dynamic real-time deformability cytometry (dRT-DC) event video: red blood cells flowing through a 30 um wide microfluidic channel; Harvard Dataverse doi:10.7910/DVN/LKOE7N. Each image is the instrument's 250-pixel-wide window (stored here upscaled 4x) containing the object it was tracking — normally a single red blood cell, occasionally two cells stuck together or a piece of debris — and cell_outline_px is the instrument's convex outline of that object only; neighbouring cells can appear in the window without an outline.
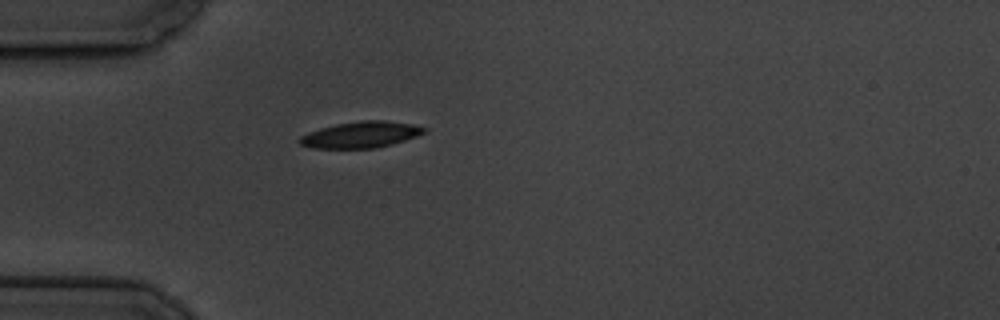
{"species": "common noctule bat (a hibernating species)", "species_latin": "Nyctalus noctula", "temperature_condition": "cold", "stored_images_in_passage": 1, "camera_frame_rate_fps": 3000, "um_per_image_px": 0.085, "animal": {"sex": "male", "body_mass_g": 19.5, "forearm_length_mm": 54.6}, "frame": {"image": 1, "passage_image": 1, "time_ms": 0.0, "image_size_px": [1000, 320], "cell_outline_px": [[428, 128], [424, 132], [416, 136], [392, 144], [376, 148], [316, 148], [300, 144], [296, 140], [300, 136], [308, 132], [320, 128], [336, 124], [360, 120], [384, 120], [412, 124]], "centroid_in_image_um": [30.65, 11.44], "position_along_channel_um": 54.4, "area_um2": 19.02}}